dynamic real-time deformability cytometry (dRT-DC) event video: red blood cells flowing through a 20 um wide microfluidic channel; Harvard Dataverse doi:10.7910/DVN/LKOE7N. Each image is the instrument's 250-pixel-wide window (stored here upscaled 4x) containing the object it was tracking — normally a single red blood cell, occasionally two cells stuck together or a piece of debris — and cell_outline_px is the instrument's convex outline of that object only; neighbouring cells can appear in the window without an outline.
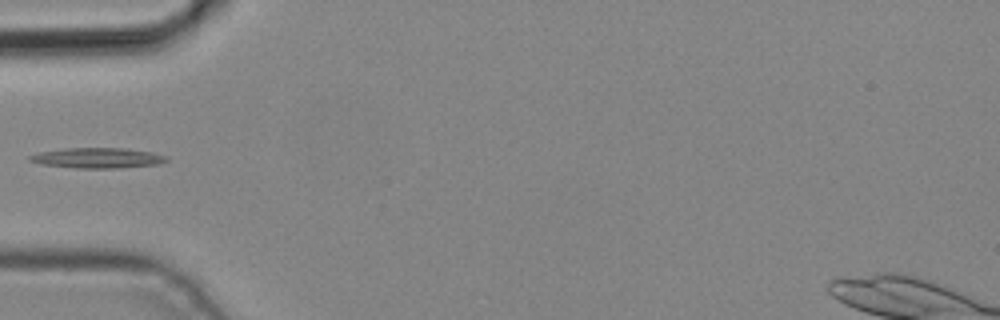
{"species": "common noctule bat (a hibernating species)", "species_latin": "Nyctalus noctula", "temperature_condition": "cold", "stored_images_in_passage": 3, "camera_frame_rate_fps": 3000, "um_per_image_px": 0.085, "animal": {"sex": "male", "body_mass_g": 19.2, "forearm_length_mm": 51.8}, "frame": {"image": 1, "passage_image": 3, "time_ms": 0.667, "image_size_px": [1000, 320], "cell_outline_px": [[168, 160], [160, 164], [116, 168], [76, 168], [44, 164], [28, 160], [28, 156], [40, 152], [64, 148], [124, 148], [152, 152], [168, 156]], "centroid_in_image_um": [8.33, 13.42], "position_along_channel_um": 76.7, "area_um2": 16.13}}